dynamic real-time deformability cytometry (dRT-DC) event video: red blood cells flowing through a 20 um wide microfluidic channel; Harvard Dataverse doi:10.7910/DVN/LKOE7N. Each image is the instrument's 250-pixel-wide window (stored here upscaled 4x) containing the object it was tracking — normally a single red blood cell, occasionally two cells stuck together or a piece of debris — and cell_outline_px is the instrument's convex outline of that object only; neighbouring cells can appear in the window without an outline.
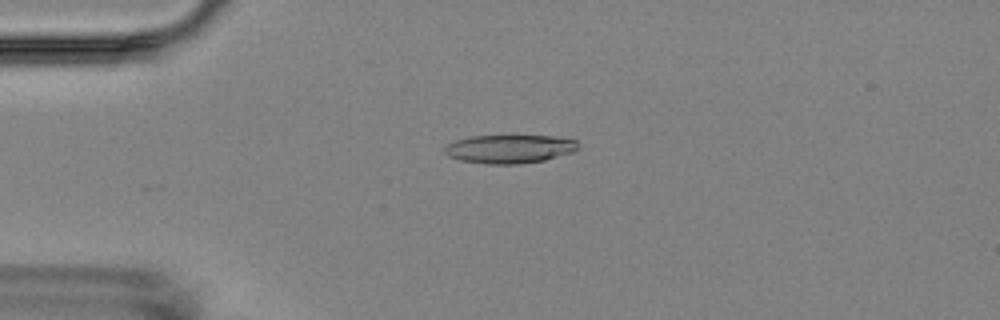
{"species": "Egyptian fruit bat (a non-hibernating species)", "species_latin": "Rousettus aegyptiacus", "temperature_condition": "room temperature", "stored_images_in_passage": 15, "camera_frame_rate_fps": 3000, "um_per_image_px": 0.085, "animal": {"sex": "female"}, "frame": {"image": 1, "passage_image": 3, "time_ms": 2.333, "image_size_px": [1000, 320], "cell_outline_px": [[576, 148], [572, 152], [544, 160], [516, 164], [484, 164], [460, 160], [448, 156], [444, 152], [444, 148], [448, 144], [456, 140], [472, 136], [552, 136], [576, 140]], "centroid_in_image_um": [43.25, 12.66], "position_along_channel_um": 41.7, "area_um2": 21.91}}
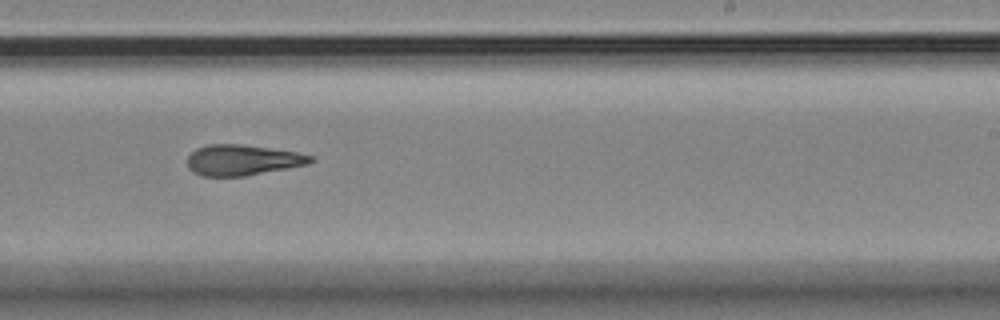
{"frame": {"image": 2, "passage_image": 9, "time_ms": 9.333, "image_size_px": [1000, 320], "cell_outline_px": [[316, 160], [308, 164], [244, 176], [200, 176], [192, 172], [188, 168], [188, 156], [196, 148], [208, 144], [240, 144], [296, 152], [312, 156]], "centroid_in_image_um": [20.58, 13.61], "position_along_channel_um": 268.4, "area_um2": 21.91}}
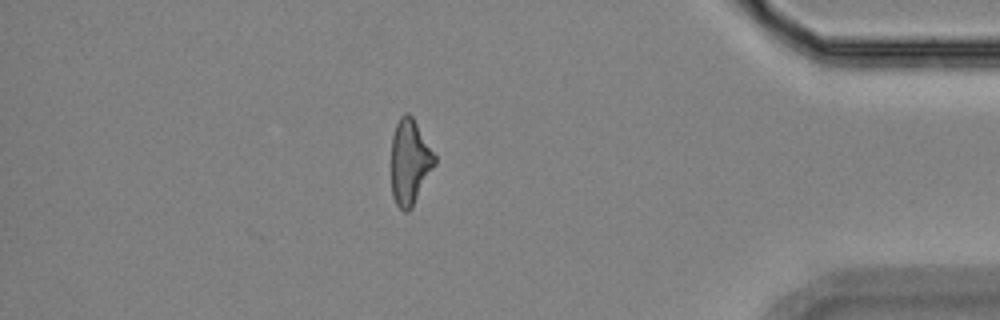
{"frame": {"image": 3, "passage_image": 13, "time_ms": 14.0, "image_size_px": [1000, 320], "cell_outline_px": [[436, 164], [412, 208], [408, 212], [404, 212], [396, 204], [392, 196], [392, 136], [396, 124], [400, 116], [404, 112], [408, 112], [412, 116], [436, 156]], "centroid_in_image_um": [34.84, 13.78], "position_along_channel_um": 400.4, "area_um2": 21.62}, "authors_computed_cell_mechanics": {"area_um2": 22.1374, "velocity_mm_per_s": 3.572, "shape_relaxation_time_tau1_ms": null, "shape_relaxation_time_tau2_ms": 3.6232, "deformation_change_tau1": null, "deformation_change_tau2": 0.129}}